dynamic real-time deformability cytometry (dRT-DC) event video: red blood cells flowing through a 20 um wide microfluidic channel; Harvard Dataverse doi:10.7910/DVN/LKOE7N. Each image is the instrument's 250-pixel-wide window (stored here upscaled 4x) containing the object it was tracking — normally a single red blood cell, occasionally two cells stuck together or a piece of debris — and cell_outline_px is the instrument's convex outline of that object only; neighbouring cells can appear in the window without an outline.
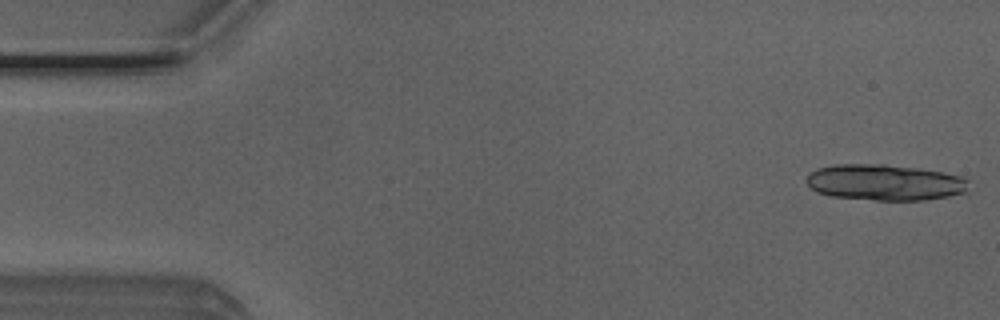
{"species": "Egyptian fruit bat (a non-hibernating species)", "species_latin": "Rousettus aegyptiacus", "temperature_condition": "room temperature", "stored_images_in_passage": 16, "camera_frame_rate_fps": 3000, "um_per_image_px": 0.085, "animal": {"sex": "male"}, "frame": {"image": 1, "passage_image": 1, "time_ms": 0.0, "image_size_px": [1000, 320], "cell_outline_px": [[968, 192], [948, 196], [924, 200], [872, 200], [832, 196], [816, 192], [804, 180], [808, 172], [816, 168], [836, 164], [884, 164], [916, 168], [940, 172], [960, 176], [968, 180]], "centroid_in_image_um": [75.16, 15.5], "position_along_channel_um": 9.8, "area_um2": 34.22}}